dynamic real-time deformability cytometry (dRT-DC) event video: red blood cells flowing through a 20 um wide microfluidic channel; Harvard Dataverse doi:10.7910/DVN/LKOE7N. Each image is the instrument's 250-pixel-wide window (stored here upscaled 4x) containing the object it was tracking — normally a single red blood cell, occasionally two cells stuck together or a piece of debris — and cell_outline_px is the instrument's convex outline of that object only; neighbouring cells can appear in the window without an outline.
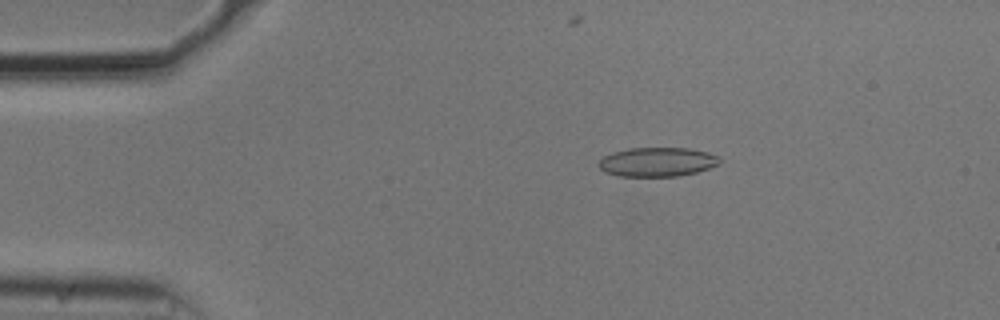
{"species": "common noctule bat (a hibernating species)", "species_latin": "Nyctalus noctula", "temperature_condition": "cold", "stored_images_in_passage": 55, "camera_frame_rate_fps": 3000, "um_per_image_px": 0.085, "animal": {"sex": "male", "body_mass_g": 20.5, "forearm_length_mm": 52.5}, "frame": {"image": 1, "passage_image": 10, "time_ms": 3.0, "image_size_px": [1000, 320], "cell_outline_px": [[720, 164], [696, 172], [676, 176], [620, 176], [604, 172], [596, 164], [604, 156], [612, 152], [628, 148], [688, 148], [708, 152], [720, 156]], "centroid_in_image_um": [55.86, 13.76], "position_along_channel_um": 29.1, "area_um2": 20.63}}
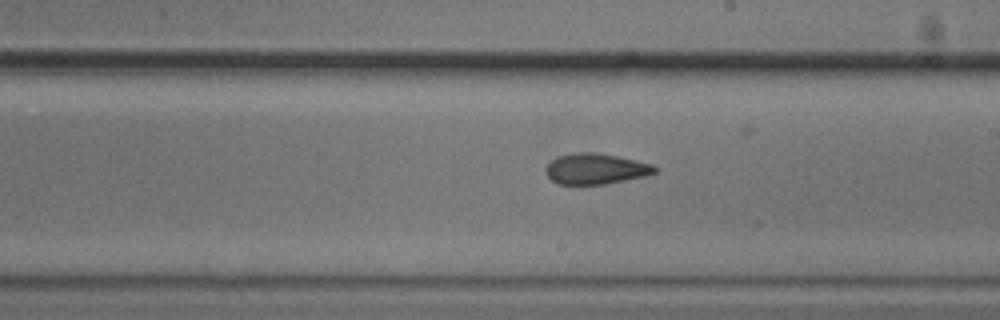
{"frame": {"image": 2, "passage_image": 31, "time_ms": 10.0, "image_size_px": [1000, 320], "cell_outline_px": [[660, 168], [656, 172], [644, 176], [604, 184], [560, 184], [552, 180], [548, 176], [544, 168], [556, 156], [576, 152], [596, 152], [636, 160], [652, 164]], "centroid_in_image_um": [50.63, 14.34], "position_along_channel_um": 238.4, "area_um2": 19.48}}
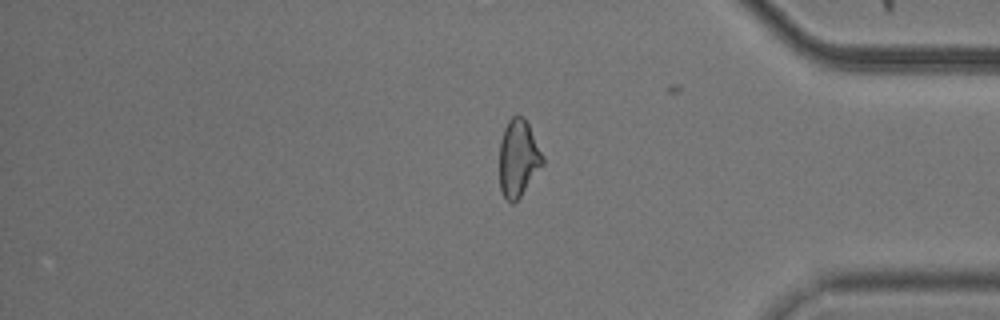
{"frame": {"image": 3, "passage_image": 45, "time_ms": 14.667, "image_size_px": [1000, 320], "cell_outline_px": [[544, 164], [520, 196], [512, 204], [504, 196], [500, 188], [500, 140], [504, 128], [508, 120], [516, 112], [524, 116], [544, 156]], "centroid_in_image_um": [44.06, 13.39], "position_along_channel_um": 391.1, "area_um2": 19.48}, "authors_computed_cell_mechanics": {"area_um2": 20.0566, "velocity_mm_per_s": 3.7356, "shape_relaxation_time_tau1_ms": null, "shape_relaxation_time_tau2_ms": 3.5152, "deformation_change_tau1": null, "deformation_change_tau2": 0.1103}}